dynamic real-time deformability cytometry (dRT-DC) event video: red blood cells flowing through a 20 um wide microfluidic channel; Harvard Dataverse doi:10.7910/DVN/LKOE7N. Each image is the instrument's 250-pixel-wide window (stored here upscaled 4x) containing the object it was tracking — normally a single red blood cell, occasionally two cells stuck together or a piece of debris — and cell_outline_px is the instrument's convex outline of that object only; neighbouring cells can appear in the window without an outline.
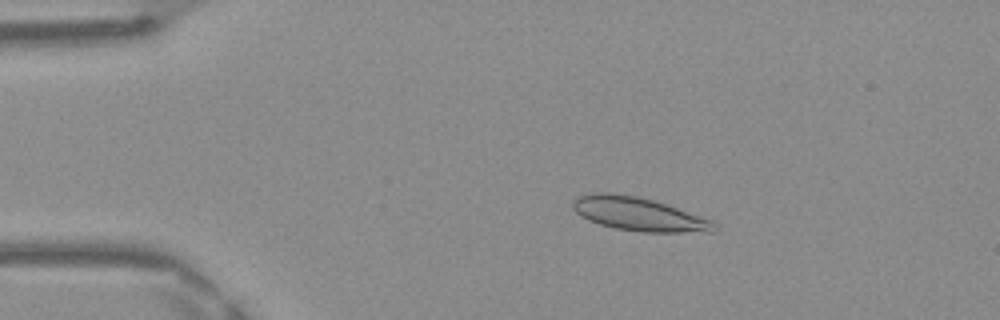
{"species": "Egyptian fruit bat (a non-hibernating species)", "species_latin": "Rousettus aegyptiacus", "temperature_condition": "warm", "stored_images_in_passage": 47, "camera_frame_rate_fps": 3000, "um_per_image_px": 0.085, "frame": {"image": 1, "passage_image": 8, "time_ms": 2.333, "image_size_px": [1000, 320], "cell_outline_px": [[716, 228], [712, 232], [640, 232], [616, 228], [600, 224], [588, 220], [580, 216], [572, 208], [572, 200], [580, 196], [592, 192], [608, 192], [636, 196], [652, 200], [712, 220], [716, 224]], "centroid_in_image_um": [54.24, 18.2], "position_along_channel_um": 30.8, "area_um2": 27.4}}
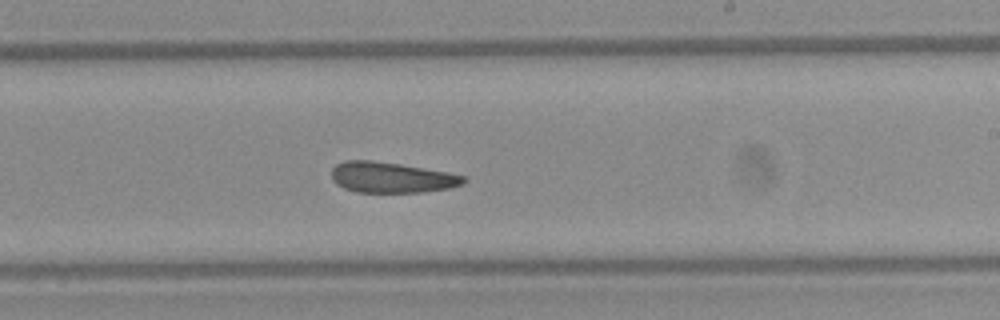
{"frame": {"image": 2, "passage_image": 28, "time_ms": 9.0, "image_size_px": [1000, 320], "cell_outline_px": [[468, 180], [464, 184], [452, 188], [424, 192], [356, 192], [344, 188], [336, 184], [332, 180], [332, 168], [336, 164], [344, 160], [372, 160], [400, 164], [448, 172], [464, 176]], "centroid_in_image_um": [33.29, 15.08], "position_along_channel_um": 255.7, "area_um2": 23.81}}
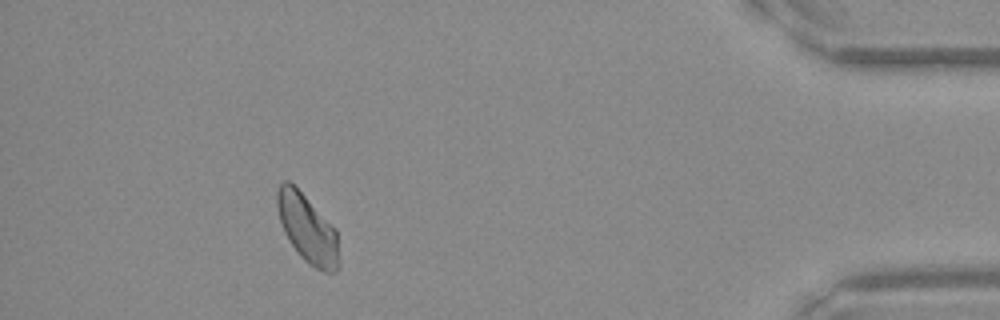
{"frame": {"image": 3, "passage_image": 43, "time_ms": 14.0, "image_size_px": [1000, 320], "cell_outline_px": [[336, 272], [324, 272], [308, 264], [300, 256], [284, 232], [280, 220], [276, 204], [276, 192], [280, 184], [284, 180], [288, 180], [336, 228]], "centroid_in_image_um": [26.08, 19.41], "position_along_channel_um": 409.1, "area_um2": 23.81}, "authors_computed_cell_mechanics": {"area_um2": 24.854, "velocity_mm_per_s": 4.1629, "shape_relaxation_time_tau1_ms": 10.0157, "shape_relaxation_time_tau2_ms": 4.2441, "deformation_change_tau1": 0.1552, "deformation_change_tau2": 0.1013}}